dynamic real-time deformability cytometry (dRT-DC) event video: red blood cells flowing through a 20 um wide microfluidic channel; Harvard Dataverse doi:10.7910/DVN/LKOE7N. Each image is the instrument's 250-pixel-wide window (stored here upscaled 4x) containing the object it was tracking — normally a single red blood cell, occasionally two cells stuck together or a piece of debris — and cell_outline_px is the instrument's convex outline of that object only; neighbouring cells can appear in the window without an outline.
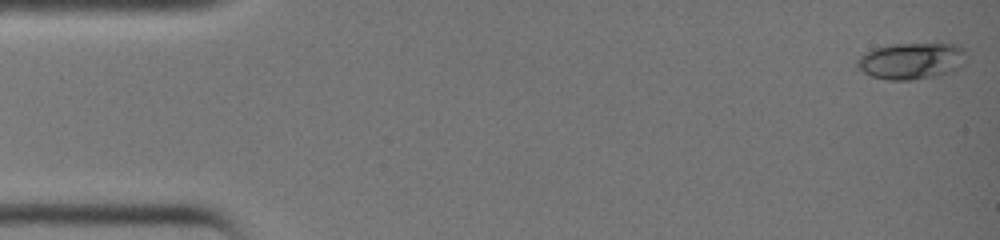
{"species": "common noctule bat (a hibernating species)", "species_latin": "Nyctalus noctula", "temperature_condition": "warm", "stored_images_in_passage": 33, "camera_frame_rate_fps": 3000, "um_per_image_px": 0.085, "animal": {"sex": "female", "body_mass_g": 19.0, "forearm_length_mm": 51.5}, "frame": {"image": 1, "passage_image": 1, "time_ms": 0.0, "image_size_px": [1000, 240], "cell_outline_px": [[964, 52], [956, 68], [952, 72], [940, 76], [912, 80], [888, 80], [872, 76], [856, 68], [856, 60], [864, 52], [872, 48], [892, 44], [956, 44], [964, 48]], "centroid_in_image_um": [77.37, 5.18], "position_along_channel_um": 7.6, "area_um2": 23.12}}
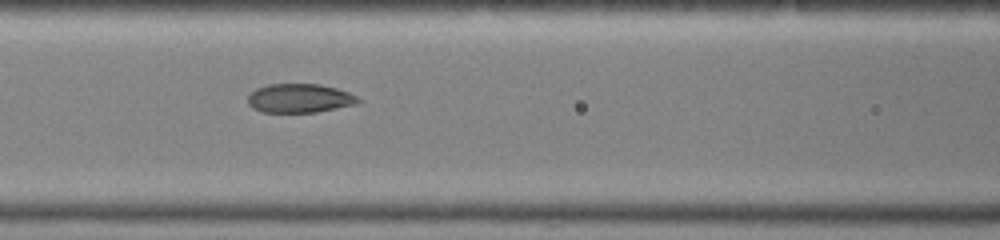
{"frame": {"image": 2, "passage_image": 17, "time_ms": 5.333, "image_size_px": [1000, 240], "cell_outline_px": [[360, 100], [356, 104], [316, 112], [260, 112], [252, 108], [248, 104], [248, 96], [256, 88], [268, 84], [320, 84], [336, 88], [348, 92], [356, 96]], "centroid_in_image_um": [25.43, 8.35], "position_along_channel_um": 141.2, "area_um2": 18.55}}
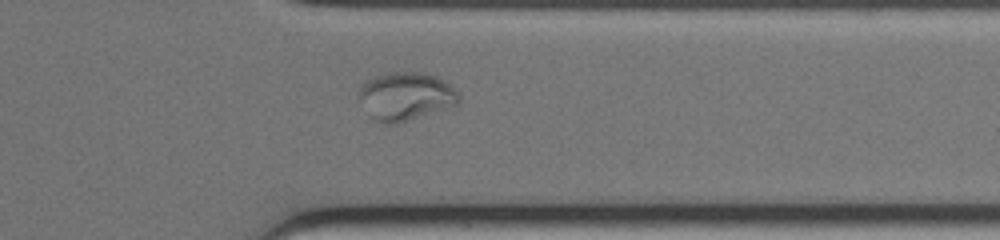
{"frame": {"image": 3, "passage_image": 31, "time_ms": 10.0, "image_size_px": [1000, 240], "cell_outline_px": [[460, 104], [396, 124], [384, 124], [376, 120], [372, 116], [356, 96], [356, 92], [364, 80], [376, 76], [392, 72], [424, 72], [436, 76], [452, 84], [460, 92]], "centroid_in_image_um": [34.51, 8.16], "position_along_channel_um": 376.9, "area_um2": 28.5}}